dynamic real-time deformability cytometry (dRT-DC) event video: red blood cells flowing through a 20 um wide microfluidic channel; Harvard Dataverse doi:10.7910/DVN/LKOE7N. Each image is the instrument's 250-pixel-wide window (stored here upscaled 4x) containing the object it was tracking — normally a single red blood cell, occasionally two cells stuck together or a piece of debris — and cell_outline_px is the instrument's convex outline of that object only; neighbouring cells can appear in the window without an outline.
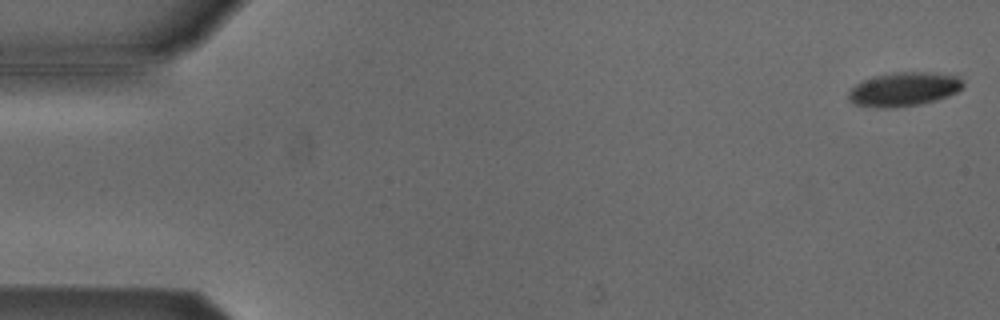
{"species": "Egyptian fruit bat (a non-hibernating species)", "species_latin": "Rousettus aegyptiacus", "temperature_condition": "cold", "stored_images_in_passage": 53, "camera_frame_rate_fps": 3000, "um_per_image_px": 0.085, "animal": {"sex": "male"}, "frame": {"image": 1, "passage_image": 1, "time_ms": 0.0, "image_size_px": [1000, 320], "cell_outline_px": [[964, 84], [956, 92], [948, 96], [936, 100], [920, 104], [892, 108], [876, 108], [856, 104], [848, 96], [848, 92], [856, 84], [872, 76], [892, 72], [932, 72], [960, 76]], "centroid_in_image_um": [76.84, 7.57], "position_along_channel_um": 8.2, "area_um2": 22.72}}
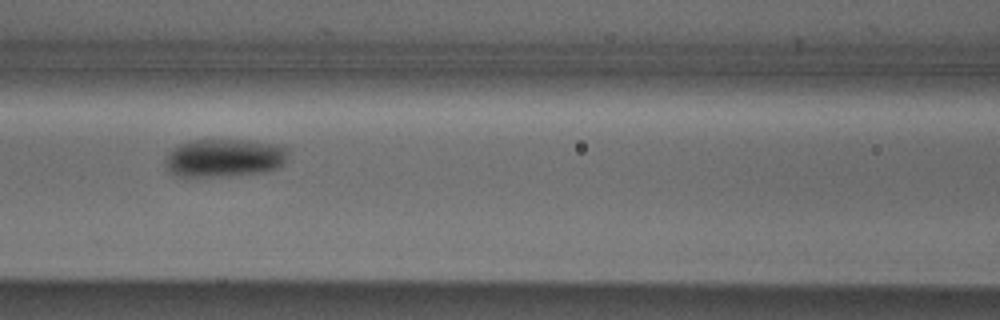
{"frame": {"image": 2, "passage_image": 23, "time_ms": 7.333, "image_size_px": [1000, 320], "cell_outline_px": [[288, 148], [284, 164], [276, 168], [264, 172], [224, 176], [176, 176], [168, 172], [168, 152], [180, 144], [192, 140], [252, 140], [284, 144]], "centroid_in_image_um": [19.14, 13.4], "position_along_channel_um": 147.5, "area_um2": 27.34}}
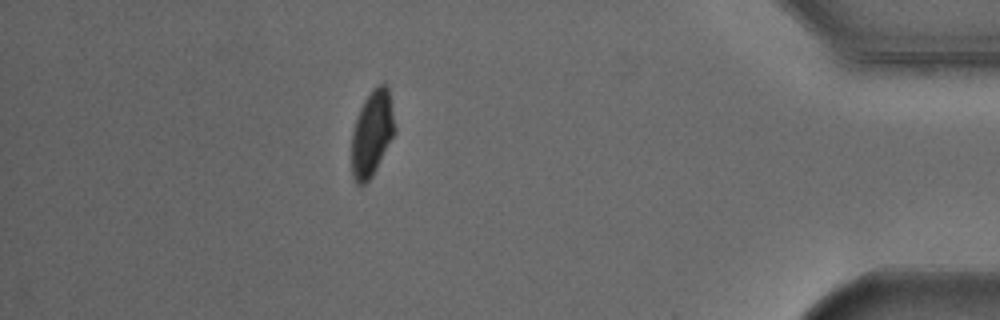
{"frame": {"image": 3, "passage_image": 47, "time_ms": 15.333, "image_size_px": [1000, 320], "cell_outline_px": [[396, 132], [372, 176], [364, 184], [356, 184], [352, 180], [352, 132], [360, 108], [364, 100], [372, 88], [384, 80], [388, 88], [396, 128]], "centroid_in_image_um": [31.63, 11.31], "position_along_channel_um": 403.6, "area_um2": 21.68}, "authors_computed_cell_mechanics": {"area_um2": 24.6806, "velocity_mm_per_s": 3.8063, "shape_relaxation_time_tau1_ms": 4.2914, "shape_relaxation_time_tau2_ms": null, "deformation_change_tau1": 0.132, "deformation_change_tau2": null}}